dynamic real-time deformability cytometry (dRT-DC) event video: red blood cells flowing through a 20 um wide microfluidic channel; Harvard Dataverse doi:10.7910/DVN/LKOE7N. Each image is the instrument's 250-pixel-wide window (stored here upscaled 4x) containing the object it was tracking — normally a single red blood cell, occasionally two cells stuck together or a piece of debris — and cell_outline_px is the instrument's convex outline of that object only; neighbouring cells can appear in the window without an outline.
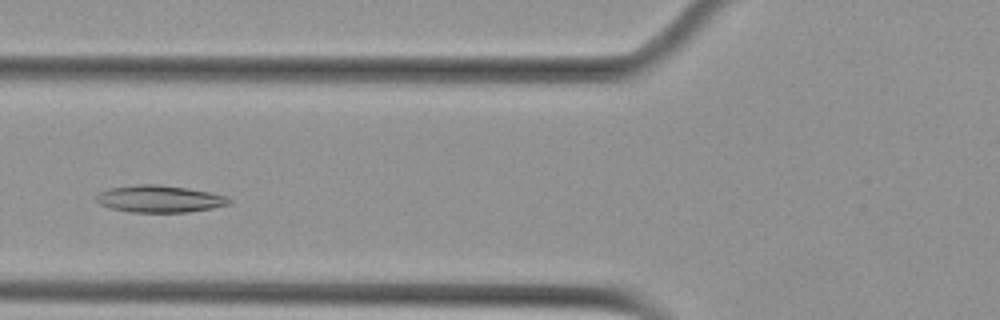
{"species": "Egyptian fruit bat (a non-hibernating species)", "species_latin": "Rousettus aegyptiacus", "temperature_condition": "cold", "stored_images_in_passage": 5, "camera_frame_rate_fps": 3000, "um_per_image_px": 0.085, "animal": {"sex": "female"}, "frame": {"image": 1, "passage_image": 5, "time_ms": 1.333, "image_size_px": [1000, 320], "cell_outline_px": [[232, 204], [212, 208], [188, 212], [128, 212], [112, 208], [100, 204], [96, 200], [96, 196], [100, 192], [108, 188], [136, 184], [160, 184], [188, 188], [212, 192], [224, 196], [232, 200]], "centroid_in_image_um": [13.58, 16.9], "position_along_channel_um": 112.2, "area_um2": 21.1}}